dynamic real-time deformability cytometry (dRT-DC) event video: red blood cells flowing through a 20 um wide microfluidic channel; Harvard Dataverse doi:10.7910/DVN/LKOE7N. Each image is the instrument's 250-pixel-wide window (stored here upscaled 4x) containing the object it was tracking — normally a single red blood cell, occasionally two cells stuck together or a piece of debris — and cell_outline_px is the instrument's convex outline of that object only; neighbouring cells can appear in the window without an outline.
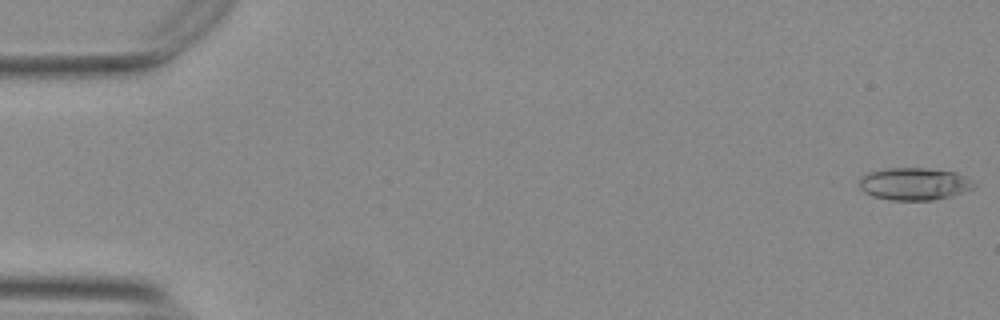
{"species": "Egyptian fruit bat (a non-hibernating species)", "species_latin": "Rousettus aegyptiacus", "temperature_condition": "warm", "stored_images_in_passage": 51, "camera_frame_rate_fps": 3000, "um_per_image_px": 0.085, "animal": {"sex": "female"}, "frame": {"image": 1, "passage_image": 1, "time_ms": 0.0, "image_size_px": [1000, 320], "cell_outline_px": [[976, 184], [972, 188], [952, 196], [932, 200], [892, 200], [872, 196], [864, 192], [860, 188], [860, 180], [864, 176], [872, 172], [888, 168], [924, 168], [956, 172]], "centroid_in_image_um": [77.71, 15.64], "position_along_channel_um": 7.3, "area_um2": 21.27}}
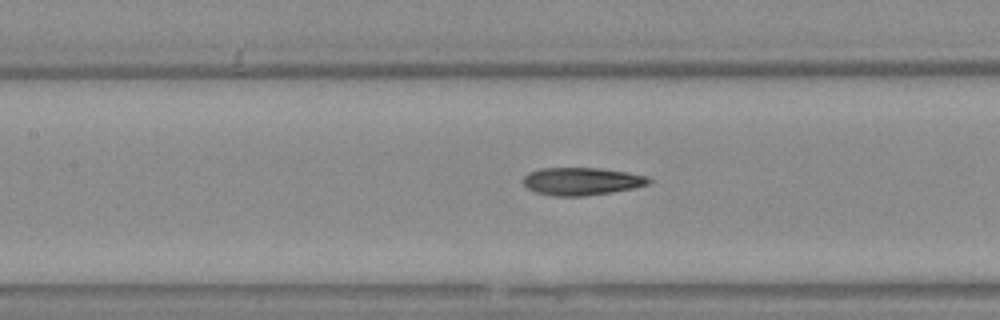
{"frame": {"image": 2, "passage_image": 25, "time_ms": 8.0, "image_size_px": [1000, 320], "cell_outline_px": [[652, 180], [648, 184], [636, 188], [612, 192], [584, 196], [556, 196], [536, 192], [528, 188], [524, 184], [524, 176], [528, 172], [540, 168], [600, 168], [628, 172], [648, 176]], "centroid_in_image_um": [49.48, 15.4], "position_along_channel_um": 157.9, "area_um2": 20.35}}
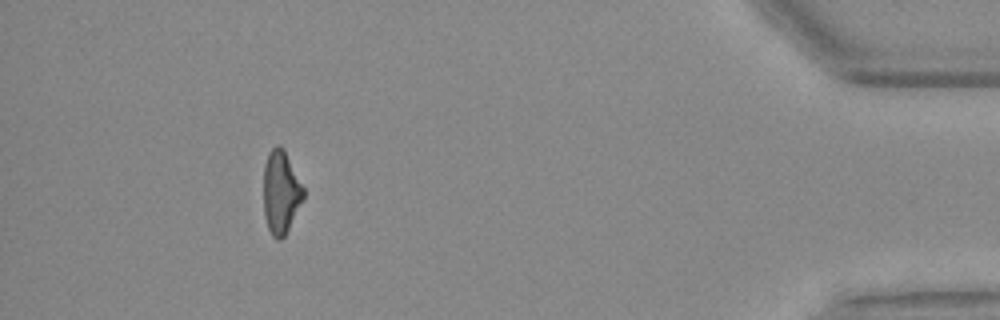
{"frame": {"image": 3, "passage_image": 50, "time_ms": 16.333, "image_size_px": [1000, 320], "cell_outline_px": [[304, 200], [284, 236], [280, 240], [276, 240], [272, 236], [268, 228], [264, 216], [264, 164], [268, 152], [276, 144], [280, 144], [284, 148], [304, 188]], "centroid_in_image_um": [23.88, 16.32], "position_along_channel_um": 411.3, "area_um2": 19.54}}